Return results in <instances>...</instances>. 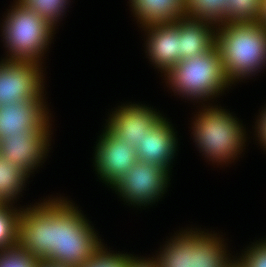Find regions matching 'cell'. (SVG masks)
I'll list each match as a JSON object with an SVG mask.
<instances>
[{
	"label": "cell",
	"instance_id": "6da1fadb",
	"mask_svg": "<svg viewBox=\"0 0 266 267\" xmlns=\"http://www.w3.org/2000/svg\"><path fill=\"white\" fill-rule=\"evenodd\" d=\"M50 196L22 206L17 246L39 261L82 267L107 244L74 201Z\"/></svg>",
	"mask_w": 266,
	"mask_h": 267
},
{
	"label": "cell",
	"instance_id": "7a4b0ae2",
	"mask_svg": "<svg viewBox=\"0 0 266 267\" xmlns=\"http://www.w3.org/2000/svg\"><path fill=\"white\" fill-rule=\"evenodd\" d=\"M198 107L200 110L194 114L190 129L199 153L204 155L207 162L220 167L239 160L248 139L243 121L220 104Z\"/></svg>",
	"mask_w": 266,
	"mask_h": 267
},
{
	"label": "cell",
	"instance_id": "3957f363",
	"mask_svg": "<svg viewBox=\"0 0 266 267\" xmlns=\"http://www.w3.org/2000/svg\"><path fill=\"white\" fill-rule=\"evenodd\" d=\"M215 47L234 86L266 69V29L259 23L228 21L217 25Z\"/></svg>",
	"mask_w": 266,
	"mask_h": 267
},
{
	"label": "cell",
	"instance_id": "277c9868",
	"mask_svg": "<svg viewBox=\"0 0 266 267\" xmlns=\"http://www.w3.org/2000/svg\"><path fill=\"white\" fill-rule=\"evenodd\" d=\"M163 80L174 95L199 105L223 95L232 86L227 79L216 47L206 53L179 61ZM209 101V102H207ZM201 103V104H200Z\"/></svg>",
	"mask_w": 266,
	"mask_h": 267
},
{
	"label": "cell",
	"instance_id": "5b68a950",
	"mask_svg": "<svg viewBox=\"0 0 266 267\" xmlns=\"http://www.w3.org/2000/svg\"><path fill=\"white\" fill-rule=\"evenodd\" d=\"M218 234L192 226L182 228L168 237L153 257L159 267H228L236 255L229 252L224 242L228 239Z\"/></svg>",
	"mask_w": 266,
	"mask_h": 267
},
{
	"label": "cell",
	"instance_id": "8992f818",
	"mask_svg": "<svg viewBox=\"0 0 266 267\" xmlns=\"http://www.w3.org/2000/svg\"><path fill=\"white\" fill-rule=\"evenodd\" d=\"M13 2L0 23V36L7 50L3 59L28 60L42 65L45 61L42 58L46 57L56 28L18 0Z\"/></svg>",
	"mask_w": 266,
	"mask_h": 267
},
{
	"label": "cell",
	"instance_id": "52a82bcc",
	"mask_svg": "<svg viewBox=\"0 0 266 267\" xmlns=\"http://www.w3.org/2000/svg\"><path fill=\"white\" fill-rule=\"evenodd\" d=\"M170 175L160 166L137 161L110 188L126 205L144 209L162 201L171 184Z\"/></svg>",
	"mask_w": 266,
	"mask_h": 267
},
{
	"label": "cell",
	"instance_id": "ba28073f",
	"mask_svg": "<svg viewBox=\"0 0 266 267\" xmlns=\"http://www.w3.org/2000/svg\"><path fill=\"white\" fill-rule=\"evenodd\" d=\"M43 67L44 65L33 61L1 58L0 106L30 99H42L46 95L43 73L46 67Z\"/></svg>",
	"mask_w": 266,
	"mask_h": 267
},
{
	"label": "cell",
	"instance_id": "9c48e42d",
	"mask_svg": "<svg viewBox=\"0 0 266 267\" xmlns=\"http://www.w3.org/2000/svg\"><path fill=\"white\" fill-rule=\"evenodd\" d=\"M52 131V126H39L24 133L11 134L0 141V155L29 175L35 174L51 150Z\"/></svg>",
	"mask_w": 266,
	"mask_h": 267
},
{
	"label": "cell",
	"instance_id": "30bf717a",
	"mask_svg": "<svg viewBox=\"0 0 266 267\" xmlns=\"http://www.w3.org/2000/svg\"><path fill=\"white\" fill-rule=\"evenodd\" d=\"M97 138L93 167L98 179L109 188L136 164L137 150L115 137L105 126Z\"/></svg>",
	"mask_w": 266,
	"mask_h": 267
},
{
	"label": "cell",
	"instance_id": "8fae6325",
	"mask_svg": "<svg viewBox=\"0 0 266 267\" xmlns=\"http://www.w3.org/2000/svg\"><path fill=\"white\" fill-rule=\"evenodd\" d=\"M128 102L118 105L105 119V127L118 139L137 148L139 142L163 116L162 112L146 104Z\"/></svg>",
	"mask_w": 266,
	"mask_h": 267
},
{
	"label": "cell",
	"instance_id": "7c38bea8",
	"mask_svg": "<svg viewBox=\"0 0 266 267\" xmlns=\"http://www.w3.org/2000/svg\"><path fill=\"white\" fill-rule=\"evenodd\" d=\"M42 99H30L10 105L0 106V141L15 135L37 129L39 126H52L53 117L50 105ZM52 118V119H51Z\"/></svg>",
	"mask_w": 266,
	"mask_h": 267
},
{
	"label": "cell",
	"instance_id": "4fadbf2b",
	"mask_svg": "<svg viewBox=\"0 0 266 267\" xmlns=\"http://www.w3.org/2000/svg\"><path fill=\"white\" fill-rule=\"evenodd\" d=\"M167 119L162 117L139 142L137 160L151 163L166 169L172 175L173 161L178 155V133L176 128Z\"/></svg>",
	"mask_w": 266,
	"mask_h": 267
},
{
	"label": "cell",
	"instance_id": "5bb4252c",
	"mask_svg": "<svg viewBox=\"0 0 266 267\" xmlns=\"http://www.w3.org/2000/svg\"><path fill=\"white\" fill-rule=\"evenodd\" d=\"M142 30L146 36L144 37L146 58L157 71L161 72L160 77H162L180 61L179 25L174 21L152 25Z\"/></svg>",
	"mask_w": 266,
	"mask_h": 267
},
{
	"label": "cell",
	"instance_id": "9a60e30c",
	"mask_svg": "<svg viewBox=\"0 0 266 267\" xmlns=\"http://www.w3.org/2000/svg\"><path fill=\"white\" fill-rule=\"evenodd\" d=\"M175 22L179 25L180 61L206 53L215 47L217 25L185 15Z\"/></svg>",
	"mask_w": 266,
	"mask_h": 267
},
{
	"label": "cell",
	"instance_id": "2e32d148",
	"mask_svg": "<svg viewBox=\"0 0 266 267\" xmlns=\"http://www.w3.org/2000/svg\"><path fill=\"white\" fill-rule=\"evenodd\" d=\"M140 28L168 24L185 15V0H129Z\"/></svg>",
	"mask_w": 266,
	"mask_h": 267
},
{
	"label": "cell",
	"instance_id": "e0dca14e",
	"mask_svg": "<svg viewBox=\"0 0 266 267\" xmlns=\"http://www.w3.org/2000/svg\"><path fill=\"white\" fill-rule=\"evenodd\" d=\"M30 175L0 155V202L17 204ZM16 201V202H15Z\"/></svg>",
	"mask_w": 266,
	"mask_h": 267
},
{
	"label": "cell",
	"instance_id": "ac0fdd59",
	"mask_svg": "<svg viewBox=\"0 0 266 267\" xmlns=\"http://www.w3.org/2000/svg\"><path fill=\"white\" fill-rule=\"evenodd\" d=\"M21 210L14 204L0 205V251L17 246Z\"/></svg>",
	"mask_w": 266,
	"mask_h": 267
},
{
	"label": "cell",
	"instance_id": "d6986e66",
	"mask_svg": "<svg viewBox=\"0 0 266 267\" xmlns=\"http://www.w3.org/2000/svg\"><path fill=\"white\" fill-rule=\"evenodd\" d=\"M226 0H185V16L223 24Z\"/></svg>",
	"mask_w": 266,
	"mask_h": 267
},
{
	"label": "cell",
	"instance_id": "ffe728a7",
	"mask_svg": "<svg viewBox=\"0 0 266 267\" xmlns=\"http://www.w3.org/2000/svg\"><path fill=\"white\" fill-rule=\"evenodd\" d=\"M29 10L35 11L43 19L47 20L56 29L61 19L66 15L70 0H18Z\"/></svg>",
	"mask_w": 266,
	"mask_h": 267
},
{
	"label": "cell",
	"instance_id": "44dd1931",
	"mask_svg": "<svg viewBox=\"0 0 266 267\" xmlns=\"http://www.w3.org/2000/svg\"><path fill=\"white\" fill-rule=\"evenodd\" d=\"M262 0H226L223 23L252 22L256 23Z\"/></svg>",
	"mask_w": 266,
	"mask_h": 267
},
{
	"label": "cell",
	"instance_id": "7402d4cb",
	"mask_svg": "<svg viewBox=\"0 0 266 267\" xmlns=\"http://www.w3.org/2000/svg\"><path fill=\"white\" fill-rule=\"evenodd\" d=\"M105 245L90 261L82 267H127L131 260V253H123L108 249Z\"/></svg>",
	"mask_w": 266,
	"mask_h": 267
},
{
	"label": "cell",
	"instance_id": "603a6c76",
	"mask_svg": "<svg viewBox=\"0 0 266 267\" xmlns=\"http://www.w3.org/2000/svg\"><path fill=\"white\" fill-rule=\"evenodd\" d=\"M264 239V240H263ZM251 242L236 256L243 267H266V238Z\"/></svg>",
	"mask_w": 266,
	"mask_h": 267
},
{
	"label": "cell",
	"instance_id": "cb8c5ba5",
	"mask_svg": "<svg viewBox=\"0 0 266 267\" xmlns=\"http://www.w3.org/2000/svg\"><path fill=\"white\" fill-rule=\"evenodd\" d=\"M39 260L18 246L0 251V267H37Z\"/></svg>",
	"mask_w": 266,
	"mask_h": 267
},
{
	"label": "cell",
	"instance_id": "d4e9b609",
	"mask_svg": "<svg viewBox=\"0 0 266 267\" xmlns=\"http://www.w3.org/2000/svg\"><path fill=\"white\" fill-rule=\"evenodd\" d=\"M257 116L258 117L255 121V125H253L254 127H252L253 129H255L254 138L257 137L255 141L257 140L259 146L266 151V104L264 105V107H262L261 112H259Z\"/></svg>",
	"mask_w": 266,
	"mask_h": 267
},
{
	"label": "cell",
	"instance_id": "484cf974",
	"mask_svg": "<svg viewBox=\"0 0 266 267\" xmlns=\"http://www.w3.org/2000/svg\"><path fill=\"white\" fill-rule=\"evenodd\" d=\"M144 257V258H143ZM127 267H159L154 257H145L131 254V260L128 262Z\"/></svg>",
	"mask_w": 266,
	"mask_h": 267
},
{
	"label": "cell",
	"instance_id": "4316f807",
	"mask_svg": "<svg viewBox=\"0 0 266 267\" xmlns=\"http://www.w3.org/2000/svg\"><path fill=\"white\" fill-rule=\"evenodd\" d=\"M266 29V0L261 1L257 22Z\"/></svg>",
	"mask_w": 266,
	"mask_h": 267
},
{
	"label": "cell",
	"instance_id": "83f0119b",
	"mask_svg": "<svg viewBox=\"0 0 266 267\" xmlns=\"http://www.w3.org/2000/svg\"><path fill=\"white\" fill-rule=\"evenodd\" d=\"M37 267H66V266L39 261Z\"/></svg>",
	"mask_w": 266,
	"mask_h": 267
},
{
	"label": "cell",
	"instance_id": "f1b7e54d",
	"mask_svg": "<svg viewBox=\"0 0 266 267\" xmlns=\"http://www.w3.org/2000/svg\"><path fill=\"white\" fill-rule=\"evenodd\" d=\"M228 267H243L241 263L235 258L234 261Z\"/></svg>",
	"mask_w": 266,
	"mask_h": 267
}]
</instances>
